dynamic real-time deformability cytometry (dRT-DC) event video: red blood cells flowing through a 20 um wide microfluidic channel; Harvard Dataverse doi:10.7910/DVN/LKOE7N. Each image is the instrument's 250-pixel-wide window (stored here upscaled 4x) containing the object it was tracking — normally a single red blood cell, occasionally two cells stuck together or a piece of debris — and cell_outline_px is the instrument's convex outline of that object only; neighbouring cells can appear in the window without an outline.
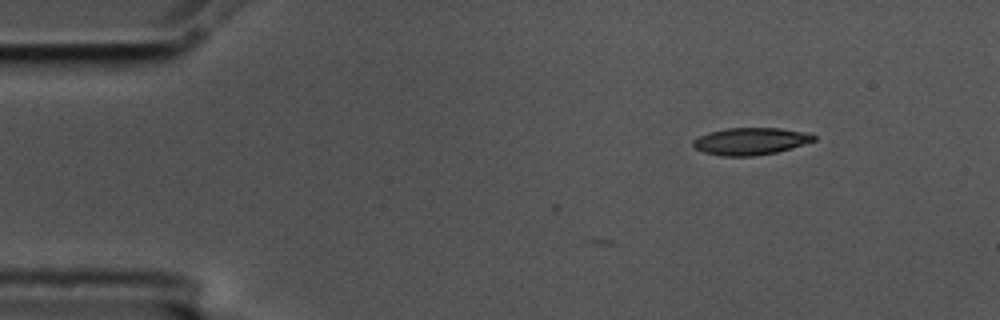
{"species": "common noctule bat (a hibernating species)", "species_latin": "Nyctalus noctula", "temperature_condition": "cold", "stored_images_in_passage": 2, "camera_frame_rate_fps": 3000, "um_per_image_px": 0.085, "animal": {"sex": "male", "body_mass_g": 17.5, "forearm_length_mm": 52.3}, "frame": {"image": 1, "passage_image": 2, "time_ms": 0.333, "image_size_px": [1000, 320], "cell_outline_px": [[816, 140], [792, 148], [776, 152], [756, 156], [724, 156], [704, 152], [692, 148], [692, 140], [708, 132], [728, 128], [780, 128], [804, 132], [816, 136]], "centroid_in_image_um": [63.77, 12.01], "position_along_channel_um": 21.2, "area_um2": 19.13}}